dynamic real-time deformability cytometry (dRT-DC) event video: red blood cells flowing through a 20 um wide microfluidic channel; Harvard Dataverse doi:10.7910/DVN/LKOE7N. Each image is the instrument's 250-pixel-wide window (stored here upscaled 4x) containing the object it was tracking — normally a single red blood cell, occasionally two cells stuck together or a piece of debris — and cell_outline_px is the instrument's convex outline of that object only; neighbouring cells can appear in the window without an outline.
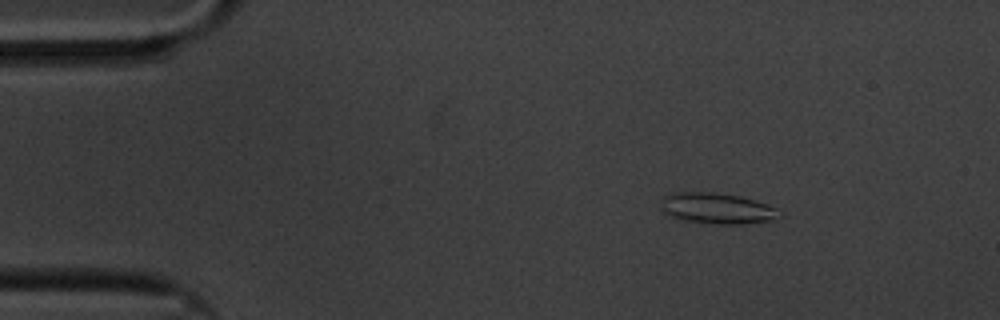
{"species": "common noctule bat (a hibernating species)", "species_latin": "Nyctalus noctula", "temperature_condition": "cold", "stored_images_in_passage": 60, "camera_frame_rate_fps": 3000, "um_per_image_px": 0.085, "animal": {"sex": "male", "body_mass_g": 20.1, "forearm_length_mm": 53.5}, "frame": {"image": 1, "passage_image": 9, "time_ms": 2.667, "image_size_px": [1000, 320], "cell_outline_px": [[784, 216], [776, 220], [740, 224], [712, 224], [684, 220], [672, 216], [664, 212], [660, 208], [664, 196], [676, 192], [712, 192], [740, 196], [776, 208]], "centroid_in_image_um": [60.98, 17.72], "position_along_channel_um": 24.0, "area_um2": 21.27}}
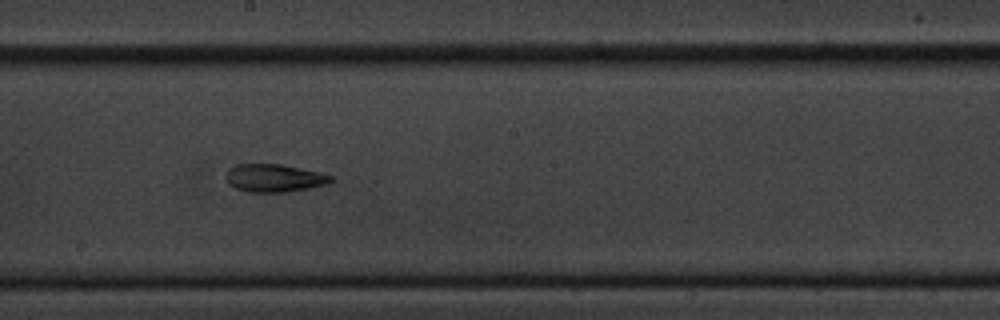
{"frame": {"image": 2, "passage_image": 33, "time_ms": 10.667, "image_size_px": [1000, 320], "cell_outline_px": [[336, 180], [328, 184], [288, 192], [248, 192], [236, 188], [228, 184], [224, 176], [228, 168], [236, 164], [280, 164], [320, 172], [332, 176]], "centroid_in_image_um": [23.3, 15.13], "position_along_channel_um": 224.9, "area_um2": 17.28}}
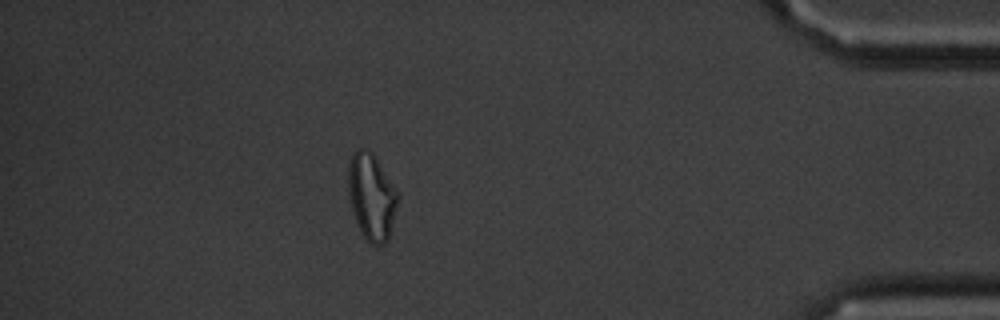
{"frame": {"image": 3, "passage_image": 53, "time_ms": 17.333, "image_size_px": [1000, 320], "cell_outline_px": [[400, 196], [388, 240], [384, 244], [372, 244], [360, 232], [352, 208], [348, 192], [348, 164], [356, 148], [368, 148], [376, 156], [396, 188]], "centroid_in_image_um": [31.6, 16.67], "position_along_channel_um": 403.6, "area_um2": 25.14}, "authors_computed_cell_mechanics": {"area_um2": 19.1607, "velocity_mm_per_s": 3.3555, "shape_relaxation_time_tau1_ms": null, "shape_relaxation_time_tau2_ms": 7.162, "deformation_change_tau1": null, "deformation_change_tau2": 0.1596}}